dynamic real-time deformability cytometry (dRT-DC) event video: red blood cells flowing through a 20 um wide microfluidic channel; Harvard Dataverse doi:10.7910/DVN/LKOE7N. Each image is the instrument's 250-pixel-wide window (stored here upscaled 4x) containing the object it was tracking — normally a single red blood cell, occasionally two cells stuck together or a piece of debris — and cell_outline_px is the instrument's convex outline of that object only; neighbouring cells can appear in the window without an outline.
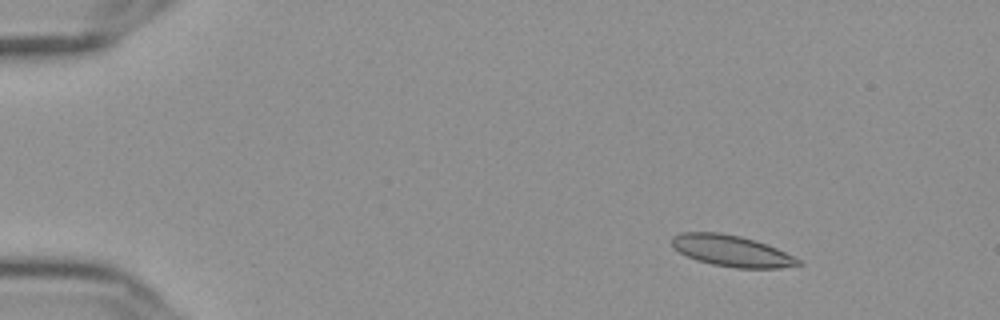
{"species": "Egyptian fruit bat (a non-hibernating species)", "species_latin": "Rousettus aegyptiacus", "temperature_condition": "cold", "stored_images_in_passage": 56, "camera_frame_rate_fps": 3000, "um_per_image_px": 0.085, "frame": {"image": 1, "passage_image": 7, "time_ms": 2.0, "image_size_px": [1000, 320], "cell_outline_px": [[804, 264], [780, 268], [736, 268], [712, 264], [696, 260], [672, 248], [672, 236], [684, 232], [720, 232], [740, 236], [776, 248], [800, 260]], "centroid_in_image_um": [62.15, 21.33], "position_along_channel_um": 22.8, "area_um2": 22.77}}
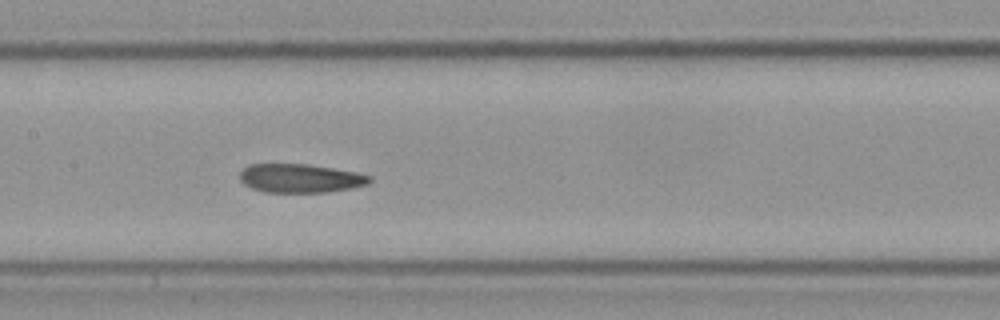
{"frame": {"image": 2, "passage_image": 28, "time_ms": 9.0, "image_size_px": [1000, 320], "cell_outline_px": [[372, 180], [368, 184], [352, 188], [328, 192], [264, 192], [252, 188], [244, 184], [240, 180], [240, 172], [248, 164], [308, 164], [356, 172], [372, 176]], "centroid_in_image_um": [25.53, 15.15], "position_along_channel_um": 181.9, "area_um2": 21.79}}
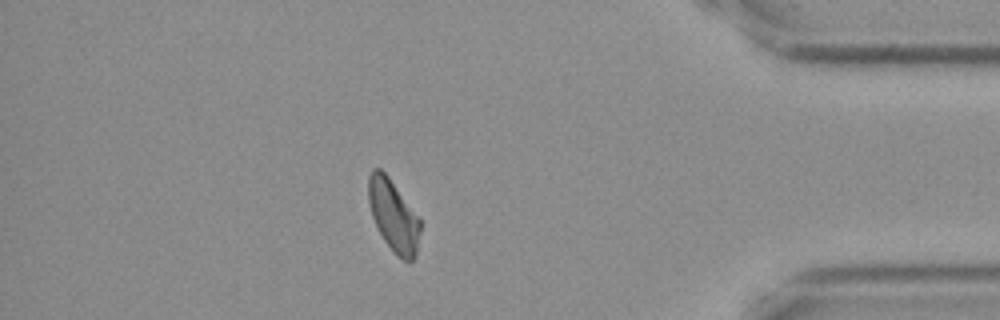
{"frame": {"image": 3, "passage_image": 49, "time_ms": 16.0, "image_size_px": [1000, 320], "cell_outline_px": [[420, 232], [416, 252], [412, 260], [404, 260], [384, 240], [372, 216], [368, 200], [368, 176], [372, 168], [380, 168], [388, 176], [420, 220]], "centroid_in_image_um": [33.41, 18.27], "position_along_channel_um": 401.8, "area_um2": 20.92}, "authors_computed_cell_mechanics": {"area_um2": 22.3397, "velocity_mm_per_s": 3.6195, "shape_relaxation_time_tau1_ms": null, "shape_relaxation_time_tau2_ms": 7.2141, "deformation_change_tau1": null, "deformation_change_tau2": 0.1178}}